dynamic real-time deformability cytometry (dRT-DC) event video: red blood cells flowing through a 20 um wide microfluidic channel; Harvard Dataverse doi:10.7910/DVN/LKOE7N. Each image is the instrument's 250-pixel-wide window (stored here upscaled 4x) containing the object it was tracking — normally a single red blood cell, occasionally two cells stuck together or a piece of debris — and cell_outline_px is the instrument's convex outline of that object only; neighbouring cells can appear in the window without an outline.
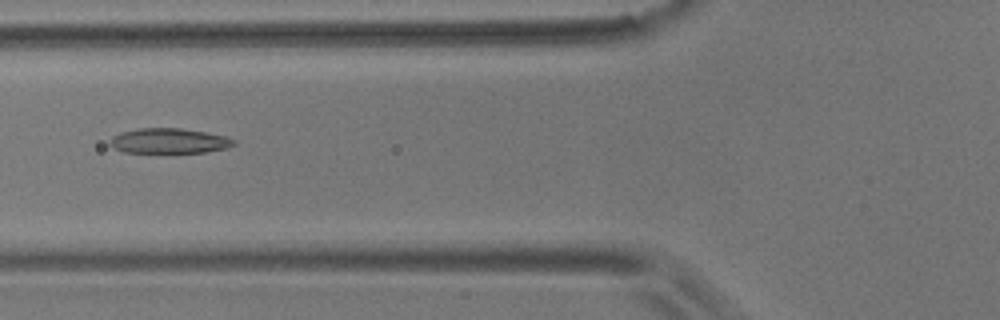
{"species": "common noctule bat (a hibernating species)", "species_latin": "Nyctalus noctula", "temperature_condition": "room temperature", "stored_images_in_passage": 3, "camera_frame_rate_fps": 3000, "um_per_image_px": 0.085, "animal": {"sex": "male", "body_mass_g": 17.9}, "frame": {"image": 1, "passage_image": 2, "time_ms": 0.333, "image_size_px": [1000, 320], "cell_outline_px": [[236, 144], [228, 148], [204, 152], [124, 152], [108, 144], [112, 136], [120, 132], [140, 128], [180, 128], [228, 136], [236, 140]], "centroid_in_image_um": [14.4, 11.97], "position_along_channel_um": 111.4, "area_um2": 18.09}}
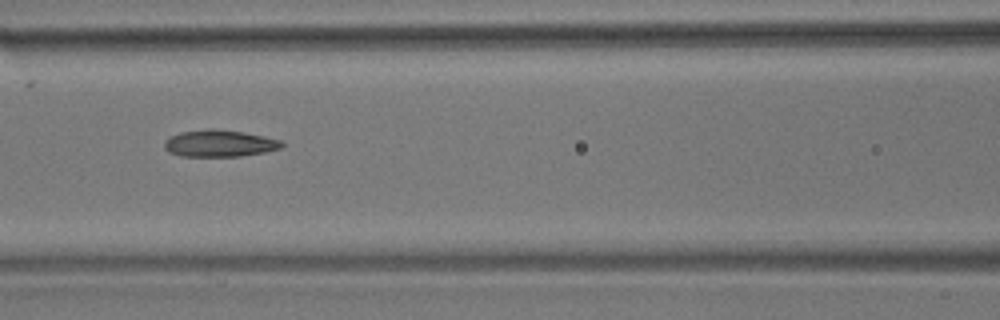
{"frame": {"image": 2, "passage_image": 3, "time_ms": 0.667, "image_size_px": [1000, 320], "cell_outline_px": [[284, 144], [280, 148], [264, 152], [240, 156], [180, 156], [168, 152], [164, 148], [164, 140], [168, 136], [180, 132], [208, 128], [212, 128], [244, 132], [284, 140]], "centroid_in_image_um": [18.63, 12.17], "position_along_channel_um": 148.0, "area_um2": 18.61}}